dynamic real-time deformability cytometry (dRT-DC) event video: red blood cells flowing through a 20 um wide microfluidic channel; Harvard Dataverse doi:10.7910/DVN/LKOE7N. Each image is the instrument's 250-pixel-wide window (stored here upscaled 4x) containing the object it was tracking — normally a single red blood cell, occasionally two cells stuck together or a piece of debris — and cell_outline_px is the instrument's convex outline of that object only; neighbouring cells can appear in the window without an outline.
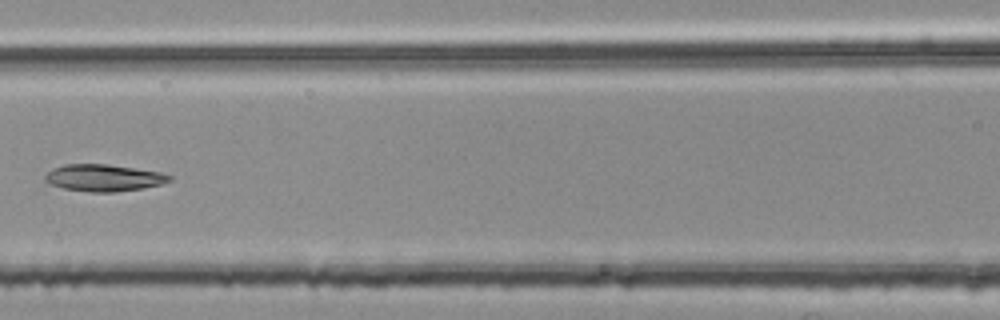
{"species": "common noctule bat (a hibernating species)", "species_latin": "Nyctalus noctula", "temperature_condition": "room temperature", "stored_images_in_passage": 4, "camera_frame_rate_fps": 3000, "um_per_image_px": 0.085, "animal": {"sex": "female", "body_mass_g": 25.1}, "frame": {"image": 1, "passage_image": 4, "time_ms": 1.0, "image_size_px": [1000, 320], "cell_outline_px": [[172, 180], [164, 184], [116, 192], [88, 192], [64, 188], [48, 184], [44, 180], [44, 176], [52, 168], [64, 164], [108, 164], [160, 172], [172, 176]], "centroid_in_image_um": [8.79, 15.11], "position_along_channel_um": 157.8, "area_um2": 19.59}}